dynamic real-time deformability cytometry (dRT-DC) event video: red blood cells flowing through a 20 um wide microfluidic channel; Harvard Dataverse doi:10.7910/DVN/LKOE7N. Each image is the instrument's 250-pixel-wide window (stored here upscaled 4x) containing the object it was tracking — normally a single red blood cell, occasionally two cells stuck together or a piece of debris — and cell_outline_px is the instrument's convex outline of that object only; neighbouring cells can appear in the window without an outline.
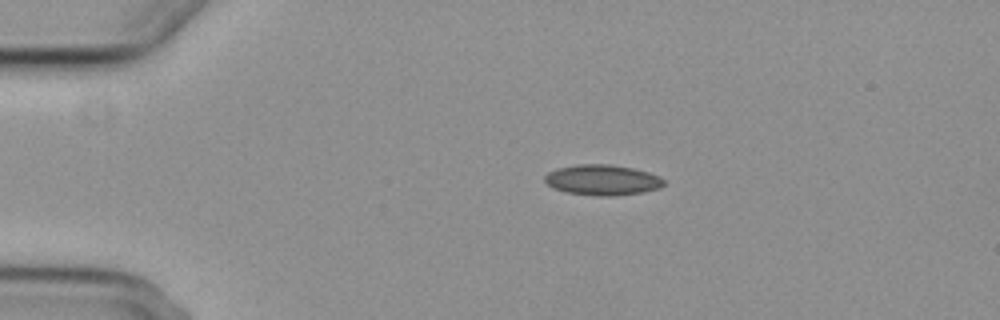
{"species": "common noctule bat (a hibernating species)", "species_latin": "Nyctalus noctula", "temperature_condition": "cold", "stored_images_in_passage": 3, "camera_frame_rate_fps": 3000, "um_per_image_px": 0.085, "animal": {"sex": "female", "body_mass_g": 29.2, "forearm_length_mm": 56.3}, "frame": {"image": 1, "passage_image": 2, "time_ms": 1.333, "image_size_px": [1000, 320], "cell_outline_px": [[664, 184], [660, 188], [644, 192], [612, 196], [596, 196], [568, 192], [552, 188], [544, 180], [544, 176], [548, 172], [556, 168], [576, 164], [608, 164], [632, 168], [648, 172], [660, 176], [664, 180]], "centroid_in_image_um": [51.2, 15.29], "position_along_channel_um": 33.8, "area_um2": 21.27}}